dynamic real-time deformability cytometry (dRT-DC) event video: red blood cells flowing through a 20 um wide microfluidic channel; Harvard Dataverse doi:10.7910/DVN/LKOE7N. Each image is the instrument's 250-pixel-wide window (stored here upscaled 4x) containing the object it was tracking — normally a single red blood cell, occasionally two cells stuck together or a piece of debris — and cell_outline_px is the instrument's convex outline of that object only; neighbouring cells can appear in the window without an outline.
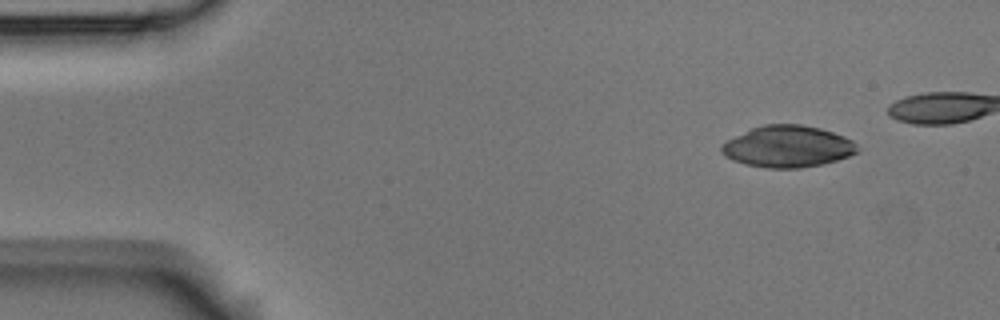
{"species": "Egyptian fruit bat (a non-hibernating species)", "species_latin": "Rousettus aegyptiacus", "temperature_condition": "room temperature", "stored_images_in_passage": 6, "camera_frame_rate_fps": 3000, "um_per_image_px": 0.085, "animal": {"sex": "male"}, "frame": {"image": 1, "passage_image": 1, "time_ms": 0.0, "image_size_px": [1000, 320], "cell_outline_px": [[856, 152], [848, 156], [836, 160], [820, 164], [800, 168], [768, 168], [744, 164], [732, 160], [724, 156], [720, 152], [720, 144], [752, 128], [764, 124], [800, 124], [820, 128], [844, 136], [852, 140], [856, 144]], "centroid_in_image_um": [66.91, 12.45], "position_along_channel_um": 18.1, "area_um2": 32.77}}
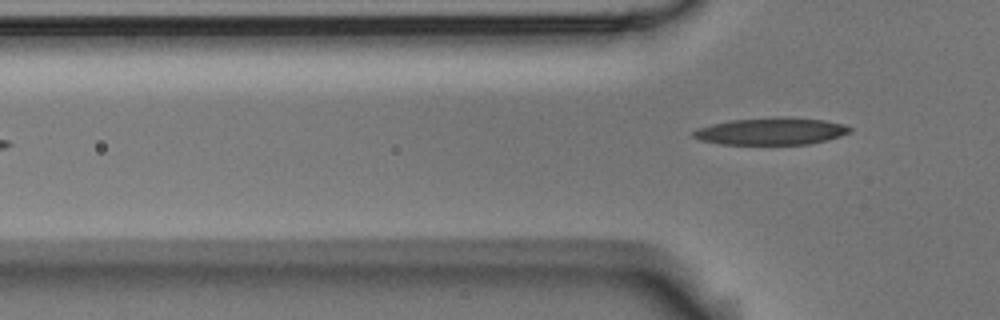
{"frame": {"image": 2, "passage_image": 6, "time_ms": 1.667, "image_size_px": [1000, 320], "cell_outline_px": [[852, 128], [848, 132], [840, 136], [828, 140], [808, 144], [720, 144], [700, 140], [692, 136], [692, 132], [700, 128], [712, 124], [732, 120], [824, 120], [844, 124]], "centroid_in_image_um": [65.52, 11.21], "position_along_channel_um": 60.3, "area_um2": 23.29}}